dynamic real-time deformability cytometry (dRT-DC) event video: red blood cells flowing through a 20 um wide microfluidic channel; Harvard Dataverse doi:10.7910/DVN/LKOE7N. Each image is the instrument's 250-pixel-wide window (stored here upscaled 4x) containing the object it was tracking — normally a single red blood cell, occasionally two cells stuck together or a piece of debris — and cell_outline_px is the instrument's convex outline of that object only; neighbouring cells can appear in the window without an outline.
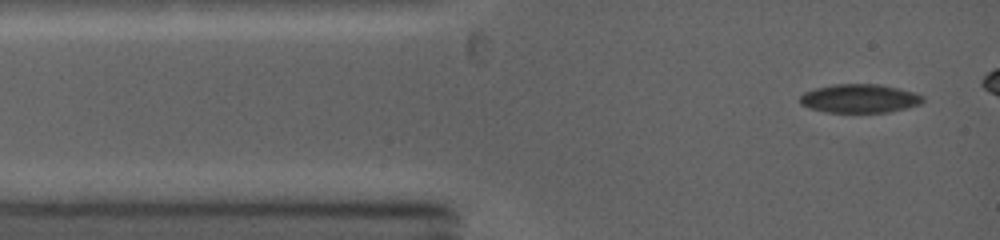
{"species": "common noctule bat (a hibernating species)", "species_latin": "Nyctalus noctula", "temperature_condition": "warm", "stored_images_in_passage": 5, "camera_frame_rate_fps": 5000, "um_per_image_px": 0.085, "animal": {"sex": "female", "body_mass_g": 19.0, "forearm_length_mm": 53.3}, "frame": {"image": 1, "passage_image": 1, "time_ms": 0.0, "image_size_px": [1000, 240], "cell_outline_px": [[924, 100], [920, 104], [908, 108], [888, 112], [824, 112], [808, 108], [800, 104], [800, 96], [804, 92], [816, 88], [832, 84], [880, 84], [912, 92], [924, 96]], "centroid_in_image_um": [73.04, 8.37], "position_along_channel_um": 12.0, "area_um2": 20.58}}